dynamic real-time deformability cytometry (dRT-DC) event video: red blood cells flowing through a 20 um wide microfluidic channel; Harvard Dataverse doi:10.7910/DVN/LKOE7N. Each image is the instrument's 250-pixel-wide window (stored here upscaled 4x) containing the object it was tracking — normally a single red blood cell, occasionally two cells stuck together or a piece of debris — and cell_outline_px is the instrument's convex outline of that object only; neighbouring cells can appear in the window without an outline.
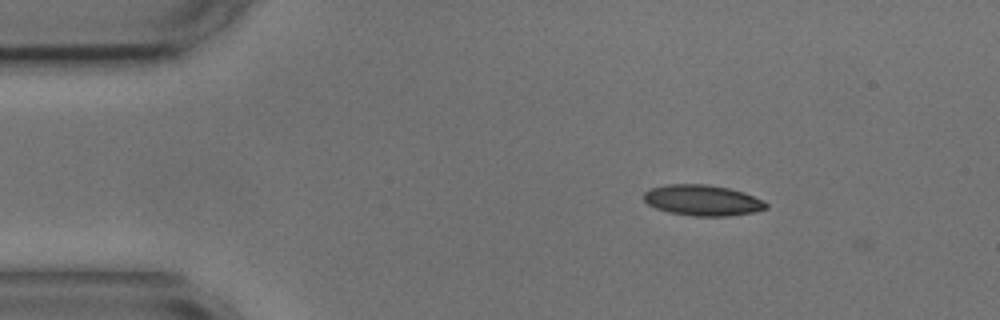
{"species": "common noctule bat (a hibernating species)", "species_latin": "Nyctalus noctula", "temperature_condition": "cold", "stored_images_in_passage": 3, "camera_frame_rate_fps": 3000, "um_per_image_px": 0.085, "animal": {"sex": "male", "body_mass_g": 17.9, "forearm_length_mm": 54.2}, "frame": {"image": 1, "passage_image": 2, "time_ms": 0.333, "image_size_px": [1000, 320], "cell_outline_px": [[768, 208], [752, 212], [728, 216], [692, 216], [668, 212], [656, 208], [648, 204], [644, 200], [644, 192], [648, 188], [668, 184], [708, 184], [728, 188], [744, 192], [768, 204]], "centroid_in_image_um": [59.67, 17.02], "position_along_channel_um": 25.3, "area_um2": 21.91}}